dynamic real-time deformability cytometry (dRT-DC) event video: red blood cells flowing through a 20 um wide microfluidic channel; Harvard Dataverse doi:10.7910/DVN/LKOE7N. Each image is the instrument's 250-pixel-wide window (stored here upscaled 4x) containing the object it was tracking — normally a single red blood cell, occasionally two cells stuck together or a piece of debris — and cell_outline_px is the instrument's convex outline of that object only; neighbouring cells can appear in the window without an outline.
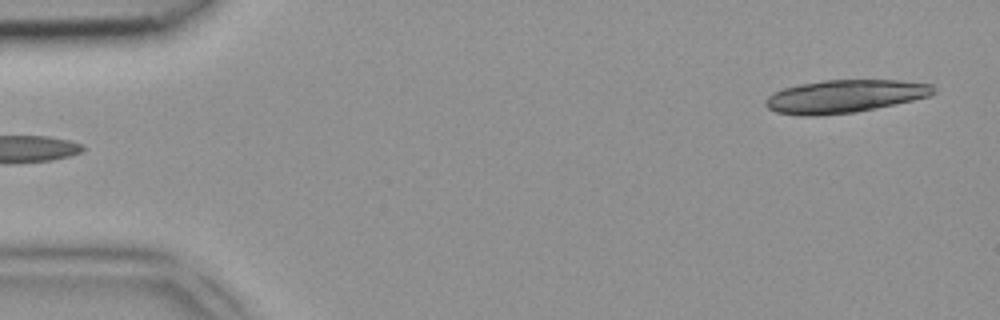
{"species": "common noctule bat (a hibernating species)", "species_latin": "Nyctalus noctula", "temperature_condition": "room temperature", "stored_images_in_passage": 4, "camera_frame_rate_fps": 3000, "um_per_image_px": 0.085, "animal": {"sex": "female", "body_mass_g": 18.4}, "frame": {"image": 1, "passage_image": 1, "time_ms": 0.0, "image_size_px": [1000, 320], "cell_outline_px": [[936, 92], [928, 96], [912, 100], [856, 112], [816, 116], [800, 116], [776, 112], [768, 108], [764, 104], [764, 100], [772, 92], [784, 88], [800, 84], [824, 80], [900, 80], [932, 84], [936, 88]], "centroid_in_image_um": [71.76, 8.18], "position_along_channel_um": 13.2, "area_um2": 32.31}}